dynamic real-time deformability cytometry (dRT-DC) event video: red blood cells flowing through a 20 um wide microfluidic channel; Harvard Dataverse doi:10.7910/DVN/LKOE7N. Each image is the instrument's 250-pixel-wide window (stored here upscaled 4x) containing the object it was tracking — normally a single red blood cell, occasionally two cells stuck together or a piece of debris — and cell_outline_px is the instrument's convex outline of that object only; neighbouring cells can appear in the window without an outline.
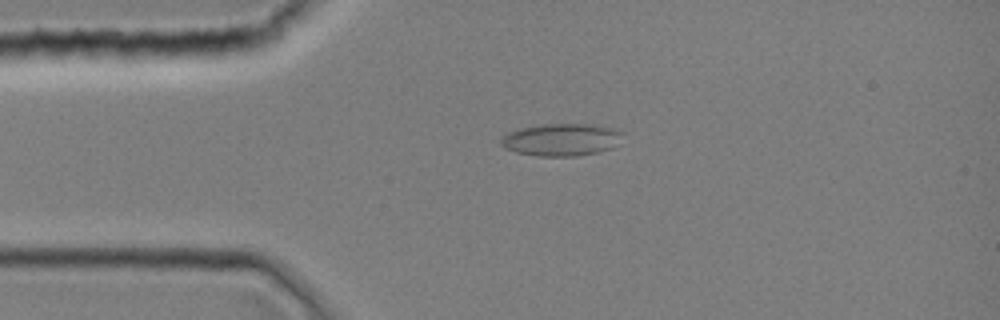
{"species": "common noctule bat (a hibernating species)", "species_latin": "Nyctalus noctula", "temperature_condition": "room temperature", "stored_images_in_passage": 1, "camera_frame_rate_fps": 3000, "um_per_image_px": 0.085, "animal": {"sex": "female", "body_mass_g": 19.0, "forearm_length_mm": 51.5}, "frame": {"image": 1, "passage_image": 1, "time_ms": 0.0, "image_size_px": [1000, 320], "cell_outline_px": [[624, 132], [612, 148], [596, 152], [576, 156], [536, 156], [516, 152], [504, 148], [500, 144], [500, 136], [508, 132], [520, 128], [544, 124], [592, 124], [616, 128]], "centroid_in_image_um": [47.67, 11.86], "position_along_channel_um": 37.3, "area_um2": 23.06}}